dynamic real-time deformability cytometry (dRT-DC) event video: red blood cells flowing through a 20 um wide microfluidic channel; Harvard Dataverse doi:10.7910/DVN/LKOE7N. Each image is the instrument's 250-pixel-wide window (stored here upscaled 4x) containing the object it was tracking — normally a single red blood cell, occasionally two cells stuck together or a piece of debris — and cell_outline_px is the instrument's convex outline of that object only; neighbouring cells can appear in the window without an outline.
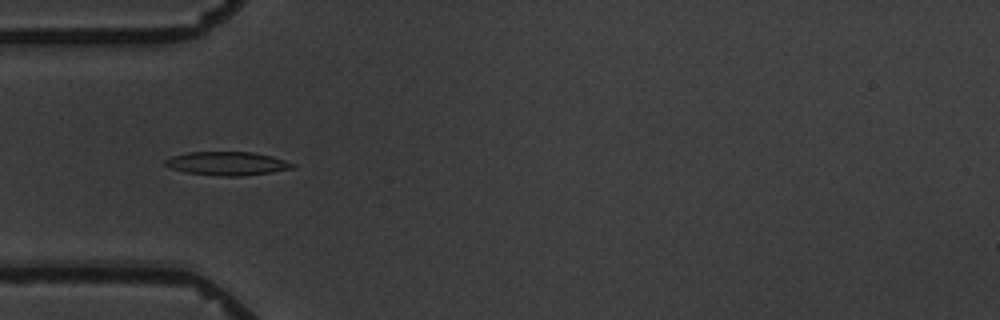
{"species": "common noctule bat (a hibernating species)", "species_latin": "Nyctalus noctula", "temperature_condition": "warm", "stored_images_in_passage": 5, "camera_frame_rate_fps": 3000, "um_per_image_px": 0.085, "animal": {"sex": "male", "body_mass_g": 19.5, "forearm_length_mm": 54.6}, "frame": {"image": 1, "passage_image": 5, "time_ms": 4.667, "image_size_px": [1000, 320], "cell_outline_px": [[296, 164], [292, 168], [272, 172], [240, 176], [220, 176], [184, 172], [172, 168], [164, 164], [164, 160], [172, 156], [188, 152], [252, 152], [272, 156]], "centroid_in_image_um": [19.3, 13.89], "position_along_channel_um": 65.7, "area_um2": 17.4}}